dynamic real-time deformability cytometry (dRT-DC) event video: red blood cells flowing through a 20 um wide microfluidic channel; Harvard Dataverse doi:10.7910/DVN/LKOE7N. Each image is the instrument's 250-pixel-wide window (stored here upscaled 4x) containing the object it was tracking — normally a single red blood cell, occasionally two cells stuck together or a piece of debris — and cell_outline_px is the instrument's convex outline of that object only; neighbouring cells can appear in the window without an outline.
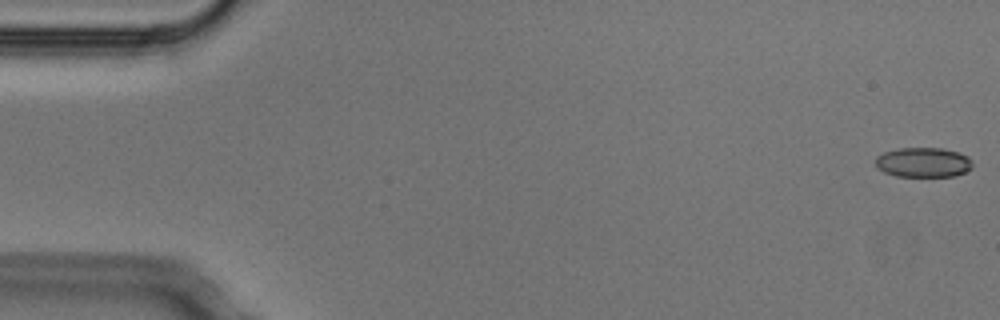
{"species": "Egyptian fruit bat (a non-hibernating species)", "species_latin": "Rousettus aegyptiacus", "temperature_condition": "cold", "stored_images_in_passage": 6, "camera_frame_rate_fps": 3000, "um_per_image_px": 0.085, "animal": {"sex": "male"}, "frame": {"image": 1, "passage_image": 1, "time_ms": 0.0, "image_size_px": [1000, 320], "cell_outline_px": [[972, 168], [956, 176], [896, 176], [884, 172], [876, 168], [876, 156], [884, 152], [900, 148], [940, 148], [960, 152], [968, 156], [972, 160]], "centroid_in_image_um": [78.49, 13.8], "position_along_channel_um": 6.5, "area_um2": 16.94}}
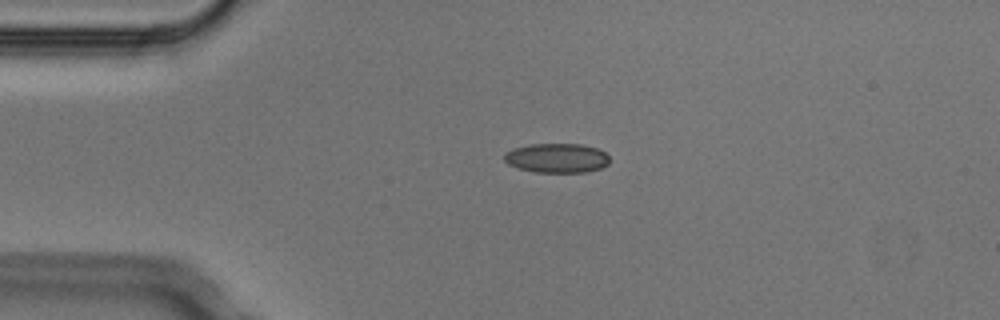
{"frame": {"image": 2, "passage_image": 4, "time_ms": 1.0, "image_size_px": [1000, 320], "cell_outline_px": [[608, 164], [600, 168], [584, 172], [536, 172], [516, 168], [508, 164], [504, 160], [504, 156], [512, 148], [528, 144], [580, 144], [596, 148], [604, 152], [608, 156]], "centroid_in_image_um": [47.29, 13.43], "position_along_channel_um": 37.7, "area_um2": 17.98}}
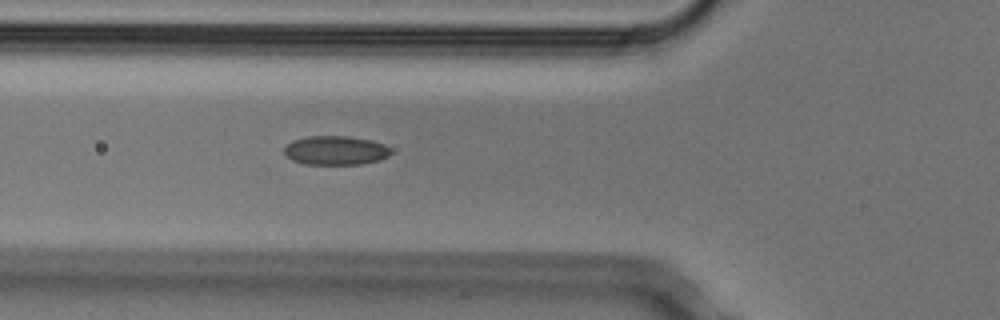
{"frame": {"image": 3, "passage_image": 6, "time_ms": 1.667, "image_size_px": [1000, 320], "cell_outline_px": [[392, 152], [388, 156], [380, 160], [360, 164], [304, 164], [292, 160], [284, 152], [284, 148], [292, 140], [308, 136], [348, 136], [372, 140], [384, 144]], "centroid_in_image_um": [28.53, 12.78], "position_along_channel_um": 97.3, "area_um2": 18.03}}